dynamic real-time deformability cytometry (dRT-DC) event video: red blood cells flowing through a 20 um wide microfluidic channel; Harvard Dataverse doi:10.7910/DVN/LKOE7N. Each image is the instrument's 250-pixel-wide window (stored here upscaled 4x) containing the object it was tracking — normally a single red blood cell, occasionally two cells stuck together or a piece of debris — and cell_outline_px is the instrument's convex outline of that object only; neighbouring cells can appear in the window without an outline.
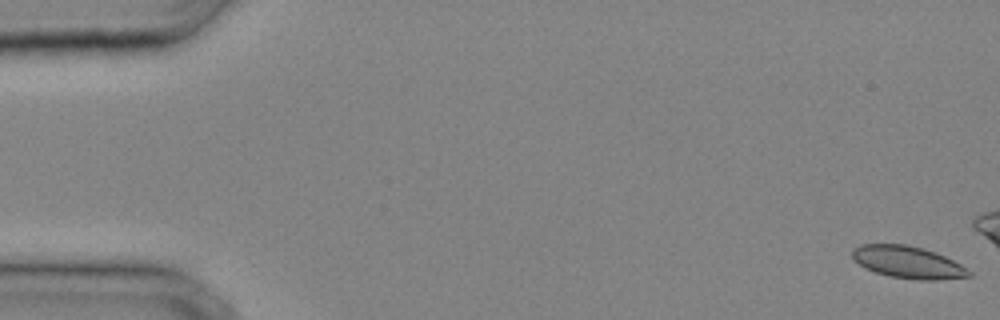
{"species": "common noctule bat (a hibernating species)", "species_latin": "Nyctalus noctula", "temperature_condition": "cold", "stored_images_in_passage": 10, "camera_frame_rate_fps": 3000, "um_per_image_px": 0.085, "animal": {"sex": "male", "body_mass_g": 20.4}, "frame": {"image": 1, "passage_image": 1, "time_ms": 0.0, "image_size_px": [1000, 320], "cell_outline_px": [[972, 276], [936, 280], [920, 280], [888, 276], [864, 268], [852, 260], [852, 252], [860, 244], [904, 244], [924, 248], [936, 252], [960, 264], [972, 272]], "centroid_in_image_um": [77.16, 22.29], "position_along_channel_um": 7.8, "area_um2": 21.91}}